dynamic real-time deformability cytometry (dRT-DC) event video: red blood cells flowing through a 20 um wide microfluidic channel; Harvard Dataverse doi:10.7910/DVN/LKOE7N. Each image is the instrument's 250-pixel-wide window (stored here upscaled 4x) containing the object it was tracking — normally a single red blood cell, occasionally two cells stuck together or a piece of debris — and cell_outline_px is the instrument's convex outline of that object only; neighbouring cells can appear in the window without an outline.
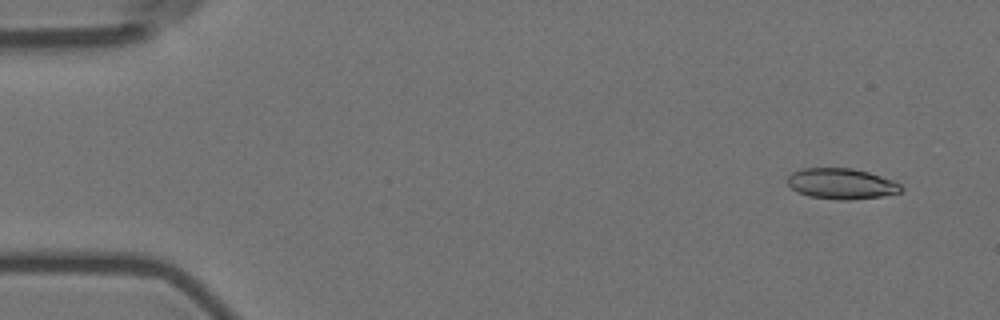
{"species": "Egyptian fruit bat (a non-hibernating species)", "species_latin": "Rousettus aegyptiacus", "temperature_condition": "room temperature", "stored_images_in_passage": 5, "camera_frame_rate_fps": 3000, "um_per_image_px": 0.085, "animal": {"sex": "female"}, "frame": {"image": 1, "passage_image": 1, "time_ms": 0.0, "image_size_px": [1000, 320], "cell_outline_px": [[904, 188], [900, 192], [880, 196], [848, 200], [836, 200], [808, 196], [796, 192], [788, 184], [788, 176], [792, 172], [800, 168], [852, 168], [868, 172], [892, 180], [900, 184]], "centroid_in_image_um": [71.49, 15.61], "position_along_channel_um": 13.5, "area_um2": 20.35}}
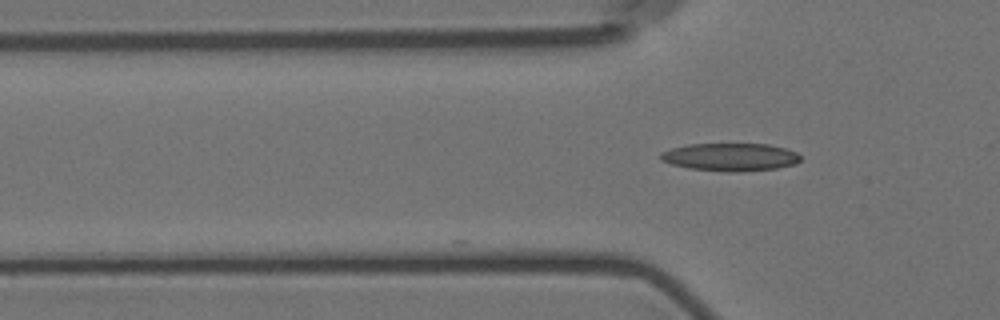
{"frame": {"image": 2, "passage_image": 5, "time_ms": 4.667, "image_size_px": [1000, 320], "cell_outline_px": [[800, 160], [796, 164], [776, 168], [736, 172], [728, 172], [688, 168], [672, 164], [660, 160], [660, 152], [672, 148], [688, 144], [768, 144], [784, 148], [796, 152], [800, 156]], "centroid_in_image_um": [62.06, 13.35], "position_along_channel_um": 63.7, "area_um2": 22.66}}